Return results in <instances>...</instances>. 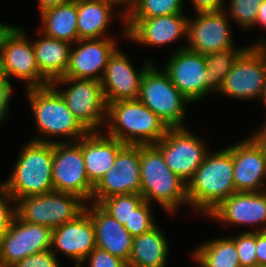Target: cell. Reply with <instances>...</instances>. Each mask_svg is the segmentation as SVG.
Wrapping results in <instances>:
<instances>
[{
    "label": "cell",
    "instance_id": "6da1fadb",
    "mask_svg": "<svg viewBox=\"0 0 266 267\" xmlns=\"http://www.w3.org/2000/svg\"><path fill=\"white\" fill-rule=\"evenodd\" d=\"M235 192L233 159L228 148L212 154L208 152L187 183L188 204L206 215Z\"/></svg>",
    "mask_w": 266,
    "mask_h": 267
},
{
    "label": "cell",
    "instance_id": "7a4b0ae2",
    "mask_svg": "<svg viewBox=\"0 0 266 267\" xmlns=\"http://www.w3.org/2000/svg\"><path fill=\"white\" fill-rule=\"evenodd\" d=\"M107 135L125 145H152L165 135L169 127L139 99L107 104Z\"/></svg>",
    "mask_w": 266,
    "mask_h": 267
},
{
    "label": "cell",
    "instance_id": "3957f363",
    "mask_svg": "<svg viewBox=\"0 0 266 267\" xmlns=\"http://www.w3.org/2000/svg\"><path fill=\"white\" fill-rule=\"evenodd\" d=\"M140 179V194L150 204L155 200L169 213L188 204L187 183L170 170L154 144L140 145Z\"/></svg>",
    "mask_w": 266,
    "mask_h": 267
},
{
    "label": "cell",
    "instance_id": "277c9868",
    "mask_svg": "<svg viewBox=\"0 0 266 267\" xmlns=\"http://www.w3.org/2000/svg\"><path fill=\"white\" fill-rule=\"evenodd\" d=\"M53 143L29 141L21 149L14 171L1 184L15 201L54 191Z\"/></svg>",
    "mask_w": 266,
    "mask_h": 267
},
{
    "label": "cell",
    "instance_id": "5b68a950",
    "mask_svg": "<svg viewBox=\"0 0 266 267\" xmlns=\"http://www.w3.org/2000/svg\"><path fill=\"white\" fill-rule=\"evenodd\" d=\"M29 104L31 106L37 130L40 137L31 140L38 142H62L48 141L44 136H64L71 140L63 142H76L89 131L79 122L67 107L65 100L51 84L37 88H26ZM42 134V135H41ZM42 137V138H41Z\"/></svg>",
    "mask_w": 266,
    "mask_h": 267
},
{
    "label": "cell",
    "instance_id": "8992f818",
    "mask_svg": "<svg viewBox=\"0 0 266 267\" xmlns=\"http://www.w3.org/2000/svg\"><path fill=\"white\" fill-rule=\"evenodd\" d=\"M152 64L144 73L138 99L169 128L184 127L190 101L173 85L169 75Z\"/></svg>",
    "mask_w": 266,
    "mask_h": 267
},
{
    "label": "cell",
    "instance_id": "52a82bcc",
    "mask_svg": "<svg viewBox=\"0 0 266 267\" xmlns=\"http://www.w3.org/2000/svg\"><path fill=\"white\" fill-rule=\"evenodd\" d=\"M15 205L16 215L21 220L53 230L80 215L86 202L77 195L53 191L22 197Z\"/></svg>",
    "mask_w": 266,
    "mask_h": 267
},
{
    "label": "cell",
    "instance_id": "ba28073f",
    "mask_svg": "<svg viewBox=\"0 0 266 267\" xmlns=\"http://www.w3.org/2000/svg\"><path fill=\"white\" fill-rule=\"evenodd\" d=\"M61 83L65 85L71 84L67 89L57 91L65 100L73 115L89 132L99 131L102 125H106L107 104L100 81L63 76L50 84L53 87H57Z\"/></svg>",
    "mask_w": 266,
    "mask_h": 267
},
{
    "label": "cell",
    "instance_id": "9c48e42d",
    "mask_svg": "<svg viewBox=\"0 0 266 267\" xmlns=\"http://www.w3.org/2000/svg\"><path fill=\"white\" fill-rule=\"evenodd\" d=\"M52 180L54 191L77 195L86 203L91 201L94 185L86 174L82 138L53 143Z\"/></svg>",
    "mask_w": 266,
    "mask_h": 267
},
{
    "label": "cell",
    "instance_id": "30bf717a",
    "mask_svg": "<svg viewBox=\"0 0 266 267\" xmlns=\"http://www.w3.org/2000/svg\"><path fill=\"white\" fill-rule=\"evenodd\" d=\"M154 145L161 151L170 170L186 183L193 178L208 154L205 142L186 127L169 128Z\"/></svg>",
    "mask_w": 266,
    "mask_h": 267
},
{
    "label": "cell",
    "instance_id": "8fae6325",
    "mask_svg": "<svg viewBox=\"0 0 266 267\" xmlns=\"http://www.w3.org/2000/svg\"><path fill=\"white\" fill-rule=\"evenodd\" d=\"M24 29L10 25L0 39V55L8 81L12 77L26 81L27 89L43 87L50 82L40 73L32 41Z\"/></svg>",
    "mask_w": 266,
    "mask_h": 267
},
{
    "label": "cell",
    "instance_id": "7c38bea8",
    "mask_svg": "<svg viewBox=\"0 0 266 267\" xmlns=\"http://www.w3.org/2000/svg\"><path fill=\"white\" fill-rule=\"evenodd\" d=\"M247 48L234 61L218 90L224 96L236 99H254L263 94L266 82V64L253 47Z\"/></svg>",
    "mask_w": 266,
    "mask_h": 267
},
{
    "label": "cell",
    "instance_id": "4fadbf2b",
    "mask_svg": "<svg viewBox=\"0 0 266 267\" xmlns=\"http://www.w3.org/2000/svg\"><path fill=\"white\" fill-rule=\"evenodd\" d=\"M140 145H125L117 154L114 166L94 186L92 203L121 194H140Z\"/></svg>",
    "mask_w": 266,
    "mask_h": 267
},
{
    "label": "cell",
    "instance_id": "5bb4252c",
    "mask_svg": "<svg viewBox=\"0 0 266 267\" xmlns=\"http://www.w3.org/2000/svg\"><path fill=\"white\" fill-rule=\"evenodd\" d=\"M52 229L21 220L17 215L0 241V259L8 266L51 249Z\"/></svg>",
    "mask_w": 266,
    "mask_h": 267
},
{
    "label": "cell",
    "instance_id": "9a60e30c",
    "mask_svg": "<svg viewBox=\"0 0 266 267\" xmlns=\"http://www.w3.org/2000/svg\"><path fill=\"white\" fill-rule=\"evenodd\" d=\"M227 12H199L188 20L186 48L202 55L234 48Z\"/></svg>",
    "mask_w": 266,
    "mask_h": 267
},
{
    "label": "cell",
    "instance_id": "2e32d148",
    "mask_svg": "<svg viewBox=\"0 0 266 267\" xmlns=\"http://www.w3.org/2000/svg\"><path fill=\"white\" fill-rule=\"evenodd\" d=\"M164 71L173 85L191 102L207 95L206 63L204 55L184 47L169 58Z\"/></svg>",
    "mask_w": 266,
    "mask_h": 267
},
{
    "label": "cell",
    "instance_id": "e0dca14e",
    "mask_svg": "<svg viewBox=\"0 0 266 267\" xmlns=\"http://www.w3.org/2000/svg\"><path fill=\"white\" fill-rule=\"evenodd\" d=\"M143 69L135 70L129 58L117 48L109 57L101 87L106 104L120 100L138 99L145 71L153 64L144 63Z\"/></svg>",
    "mask_w": 266,
    "mask_h": 267
},
{
    "label": "cell",
    "instance_id": "ac0fdd59",
    "mask_svg": "<svg viewBox=\"0 0 266 267\" xmlns=\"http://www.w3.org/2000/svg\"><path fill=\"white\" fill-rule=\"evenodd\" d=\"M188 17L184 14L164 15L149 19H126L124 36L139 44L165 46L186 36Z\"/></svg>",
    "mask_w": 266,
    "mask_h": 267
},
{
    "label": "cell",
    "instance_id": "d6986e66",
    "mask_svg": "<svg viewBox=\"0 0 266 267\" xmlns=\"http://www.w3.org/2000/svg\"><path fill=\"white\" fill-rule=\"evenodd\" d=\"M116 44L110 37L77 40L71 47L69 68L64 77L101 81L109 57L118 48Z\"/></svg>",
    "mask_w": 266,
    "mask_h": 267
},
{
    "label": "cell",
    "instance_id": "ffe728a7",
    "mask_svg": "<svg viewBox=\"0 0 266 267\" xmlns=\"http://www.w3.org/2000/svg\"><path fill=\"white\" fill-rule=\"evenodd\" d=\"M54 248V249H53ZM96 248L95 228L89 213L84 210L74 220L52 231L51 251H60L82 267L84 259Z\"/></svg>",
    "mask_w": 266,
    "mask_h": 267
},
{
    "label": "cell",
    "instance_id": "44dd1931",
    "mask_svg": "<svg viewBox=\"0 0 266 267\" xmlns=\"http://www.w3.org/2000/svg\"><path fill=\"white\" fill-rule=\"evenodd\" d=\"M228 149L232 153L236 192L265 191L262 187L266 184V160L262 149L251 135Z\"/></svg>",
    "mask_w": 266,
    "mask_h": 267
},
{
    "label": "cell",
    "instance_id": "7402d4cb",
    "mask_svg": "<svg viewBox=\"0 0 266 267\" xmlns=\"http://www.w3.org/2000/svg\"><path fill=\"white\" fill-rule=\"evenodd\" d=\"M208 216L231 225L262 226L266 224V190L262 192H235L226 198ZM266 231V226L256 230Z\"/></svg>",
    "mask_w": 266,
    "mask_h": 267
},
{
    "label": "cell",
    "instance_id": "603a6c76",
    "mask_svg": "<svg viewBox=\"0 0 266 267\" xmlns=\"http://www.w3.org/2000/svg\"><path fill=\"white\" fill-rule=\"evenodd\" d=\"M90 204L89 206L86 203L85 210L89 213L95 228L96 247L128 262L134 237L124 225L106 213L98 204Z\"/></svg>",
    "mask_w": 266,
    "mask_h": 267
},
{
    "label": "cell",
    "instance_id": "cb8c5ba5",
    "mask_svg": "<svg viewBox=\"0 0 266 267\" xmlns=\"http://www.w3.org/2000/svg\"><path fill=\"white\" fill-rule=\"evenodd\" d=\"M124 146V143L109 135H101L99 131H90L82 137L86 174L94 186L114 166L115 158Z\"/></svg>",
    "mask_w": 266,
    "mask_h": 267
},
{
    "label": "cell",
    "instance_id": "d4e9b609",
    "mask_svg": "<svg viewBox=\"0 0 266 267\" xmlns=\"http://www.w3.org/2000/svg\"><path fill=\"white\" fill-rule=\"evenodd\" d=\"M36 35L43 36L32 41L35 59L40 73L51 83L65 76L70 63L71 43L48 37L36 31Z\"/></svg>",
    "mask_w": 266,
    "mask_h": 267
},
{
    "label": "cell",
    "instance_id": "484cf974",
    "mask_svg": "<svg viewBox=\"0 0 266 267\" xmlns=\"http://www.w3.org/2000/svg\"><path fill=\"white\" fill-rule=\"evenodd\" d=\"M78 40L105 38L113 16L112 0H76Z\"/></svg>",
    "mask_w": 266,
    "mask_h": 267
},
{
    "label": "cell",
    "instance_id": "4316f807",
    "mask_svg": "<svg viewBox=\"0 0 266 267\" xmlns=\"http://www.w3.org/2000/svg\"><path fill=\"white\" fill-rule=\"evenodd\" d=\"M169 244L161 228L156 225L150 231L135 236L128 267H165Z\"/></svg>",
    "mask_w": 266,
    "mask_h": 267
},
{
    "label": "cell",
    "instance_id": "83f0119b",
    "mask_svg": "<svg viewBox=\"0 0 266 267\" xmlns=\"http://www.w3.org/2000/svg\"><path fill=\"white\" fill-rule=\"evenodd\" d=\"M39 12L42 34L71 44L78 40L76 0H69Z\"/></svg>",
    "mask_w": 266,
    "mask_h": 267
},
{
    "label": "cell",
    "instance_id": "f1b7e54d",
    "mask_svg": "<svg viewBox=\"0 0 266 267\" xmlns=\"http://www.w3.org/2000/svg\"><path fill=\"white\" fill-rule=\"evenodd\" d=\"M198 247L192 252V257L199 267H241L231 237L212 239Z\"/></svg>",
    "mask_w": 266,
    "mask_h": 267
},
{
    "label": "cell",
    "instance_id": "f546056e",
    "mask_svg": "<svg viewBox=\"0 0 266 267\" xmlns=\"http://www.w3.org/2000/svg\"><path fill=\"white\" fill-rule=\"evenodd\" d=\"M245 47H236L227 50L204 54L207 67V94L221 88L225 76L231 70L234 61L245 50Z\"/></svg>",
    "mask_w": 266,
    "mask_h": 267
},
{
    "label": "cell",
    "instance_id": "4dcf8cb0",
    "mask_svg": "<svg viewBox=\"0 0 266 267\" xmlns=\"http://www.w3.org/2000/svg\"><path fill=\"white\" fill-rule=\"evenodd\" d=\"M183 0H134L126 19H149L183 13Z\"/></svg>",
    "mask_w": 266,
    "mask_h": 267
},
{
    "label": "cell",
    "instance_id": "1f68e13d",
    "mask_svg": "<svg viewBox=\"0 0 266 267\" xmlns=\"http://www.w3.org/2000/svg\"><path fill=\"white\" fill-rule=\"evenodd\" d=\"M143 201L144 198L141 194H121L103 199L98 205L111 217L124 225L128 223L133 210Z\"/></svg>",
    "mask_w": 266,
    "mask_h": 267
},
{
    "label": "cell",
    "instance_id": "d6a6232c",
    "mask_svg": "<svg viewBox=\"0 0 266 267\" xmlns=\"http://www.w3.org/2000/svg\"><path fill=\"white\" fill-rule=\"evenodd\" d=\"M229 3L228 13L232 20L243 29L244 27L250 29L255 26L262 0H230Z\"/></svg>",
    "mask_w": 266,
    "mask_h": 267
},
{
    "label": "cell",
    "instance_id": "836d02e7",
    "mask_svg": "<svg viewBox=\"0 0 266 267\" xmlns=\"http://www.w3.org/2000/svg\"><path fill=\"white\" fill-rule=\"evenodd\" d=\"M151 209V204L144 200L133 210L128 223L124 224V227L133 237L146 233L157 225L153 221Z\"/></svg>",
    "mask_w": 266,
    "mask_h": 267
},
{
    "label": "cell",
    "instance_id": "e575fe53",
    "mask_svg": "<svg viewBox=\"0 0 266 267\" xmlns=\"http://www.w3.org/2000/svg\"><path fill=\"white\" fill-rule=\"evenodd\" d=\"M231 238L235 242L241 267L256 266V231L241 232Z\"/></svg>",
    "mask_w": 266,
    "mask_h": 267
},
{
    "label": "cell",
    "instance_id": "d590c367",
    "mask_svg": "<svg viewBox=\"0 0 266 267\" xmlns=\"http://www.w3.org/2000/svg\"><path fill=\"white\" fill-rule=\"evenodd\" d=\"M10 202L13 203V206ZM14 204H16L14 198L0 184V241L7 234L11 222L16 216V205Z\"/></svg>",
    "mask_w": 266,
    "mask_h": 267
},
{
    "label": "cell",
    "instance_id": "8d00e7d4",
    "mask_svg": "<svg viewBox=\"0 0 266 267\" xmlns=\"http://www.w3.org/2000/svg\"><path fill=\"white\" fill-rule=\"evenodd\" d=\"M51 249L32 254L24 259L17 261L11 267H61L60 262Z\"/></svg>",
    "mask_w": 266,
    "mask_h": 267
},
{
    "label": "cell",
    "instance_id": "74e56055",
    "mask_svg": "<svg viewBox=\"0 0 266 267\" xmlns=\"http://www.w3.org/2000/svg\"><path fill=\"white\" fill-rule=\"evenodd\" d=\"M88 260V267H128L127 262L121 258L97 247L84 259L83 263Z\"/></svg>",
    "mask_w": 266,
    "mask_h": 267
},
{
    "label": "cell",
    "instance_id": "f35d334b",
    "mask_svg": "<svg viewBox=\"0 0 266 267\" xmlns=\"http://www.w3.org/2000/svg\"><path fill=\"white\" fill-rule=\"evenodd\" d=\"M196 13L224 10L223 0H191Z\"/></svg>",
    "mask_w": 266,
    "mask_h": 267
},
{
    "label": "cell",
    "instance_id": "ab89813d",
    "mask_svg": "<svg viewBox=\"0 0 266 267\" xmlns=\"http://www.w3.org/2000/svg\"><path fill=\"white\" fill-rule=\"evenodd\" d=\"M257 265L266 267V231H256Z\"/></svg>",
    "mask_w": 266,
    "mask_h": 267
},
{
    "label": "cell",
    "instance_id": "60d3db41",
    "mask_svg": "<svg viewBox=\"0 0 266 267\" xmlns=\"http://www.w3.org/2000/svg\"><path fill=\"white\" fill-rule=\"evenodd\" d=\"M12 87H0V123H4L9 111ZM2 125V124H0Z\"/></svg>",
    "mask_w": 266,
    "mask_h": 267
},
{
    "label": "cell",
    "instance_id": "b9f144b4",
    "mask_svg": "<svg viewBox=\"0 0 266 267\" xmlns=\"http://www.w3.org/2000/svg\"><path fill=\"white\" fill-rule=\"evenodd\" d=\"M262 128H259L258 131L255 133H252V138L258 143L260 148L263 151L265 160H266V124L264 126H261Z\"/></svg>",
    "mask_w": 266,
    "mask_h": 267
},
{
    "label": "cell",
    "instance_id": "7bdbcfd3",
    "mask_svg": "<svg viewBox=\"0 0 266 267\" xmlns=\"http://www.w3.org/2000/svg\"><path fill=\"white\" fill-rule=\"evenodd\" d=\"M255 24H258L266 28V0H262L260 8L258 9V14Z\"/></svg>",
    "mask_w": 266,
    "mask_h": 267
},
{
    "label": "cell",
    "instance_id": "ee69618b",
    "mask_svg": "<svg viewBox=\"0 0 266 267\" xmlns=\"http://www.w3.org/2000/svg\"><path fill=\"white\" fill-rule=\"evenodd\" d=\"M112 1L116 2L119 6H123L125 4L124 5L125 7L123 8L124 12L122 10V12L117 13V15H120L121 21L123 22L126 21V11L132 6L134 0H112Z\"/></svg>",
    "mask_w": 266,
    "mask_h": 267
},
{
    "label": "cell",
    "instance_id": "f6af8a7d",
    "mask_svg": "<svg viewBox=\"0 0 266 267\" xmlns=\"http://www.w3.org/2000/svg\"><path fill=\"white\" fill-rule=\"evenodd\" d=\"M68 1L69 0H39V10L42 11L46 8L57 6Z\"/></svg>",
    "mask_w": 266,
    "mask_h": 267
},
{
    "label": "cell",
    "instance_id": "bcb514c9",
    "mask_svg": "<svg viewBox=\"0 0 266 267\" xmlns=\"http://www.w3.org/2000/svg\"><path fill=\"white\" fill-rule=\"evenodd\" d=\"M253 46L262 56L265 64H266V39H261L258 42L253 43Z\"/></svg>",
    "mask_w": 266,
    "mask_h": 267
},
{
    "label": "cell",
    "instance_id": "7dc6e473",
    "mask_svg": "<svg viewBox=\"0 0 266 267\" xmlns=\"http://www.w3.org/2000/svg\"><path fill=\"white\" fill-rule=\"evenodd\" d=\"M0 87H11V83L10 81H8L4 71L1 55H0Z\"/></svg>",
    "mask_w": 266,
    "mask_h": 267
},
{
    "label": "cell",
    "instance_id": "c3c4849f",
    "mask_svg": "<svg viewBox=\"0 0 266 267\" xmlns=\"http://www.w3.org/2000/svg\"><path fill=\"white\" fill-rule=\"evenodd\" d=\"M10 25H7L5 23H0V39L2 34L9 28Z\"/></svg>",
    "mask_w": 266,
    "mask_h": 267
},
{
    "label": "cell",
    "instance_id": "681fc988",
    "mask_svg": "<svg viewBox=\"0 0 266 267\" xmlns=\"http://www.w3.org/2000/svg\"><path fill=\"white\" fill-rule=\"evenodd\" d=\"M261 99L263 100V102L266 105V82H265V86H264V90H263V94L261 96Z\"/></svg>",
    "mask_w": 266,
    "mask_h": 267
},
{
    "label": "cell",
    "instance_id": "f907efd6",
    "mask_svg": "<svg viewBox=\"0 0 266 267\" xmlns=\"http://www.w3.org/2000/svg\"><path fill=\"white\" fill-rule=\"evenodd\" d=\"M0 267H11L6 265L1 259H0Z\"/></svg>",
    "mask_w": 266,
    "mask_h": 267
},
{
    "label": "cell",
    "instance_id": "816d5d0a",
    "mask_svg": "<svg viewBox=\"0 0 266 267\" xmlns=\"http://www.w3.org/2000/svg\"><path fill=\"white\" fill-rule=\"evenodd\" d=\"M249 267H264V266L256 265V266H249Z\"/></svg>",
    "mask_w": 266,
    "mask_h": 267
}]
</instances>
